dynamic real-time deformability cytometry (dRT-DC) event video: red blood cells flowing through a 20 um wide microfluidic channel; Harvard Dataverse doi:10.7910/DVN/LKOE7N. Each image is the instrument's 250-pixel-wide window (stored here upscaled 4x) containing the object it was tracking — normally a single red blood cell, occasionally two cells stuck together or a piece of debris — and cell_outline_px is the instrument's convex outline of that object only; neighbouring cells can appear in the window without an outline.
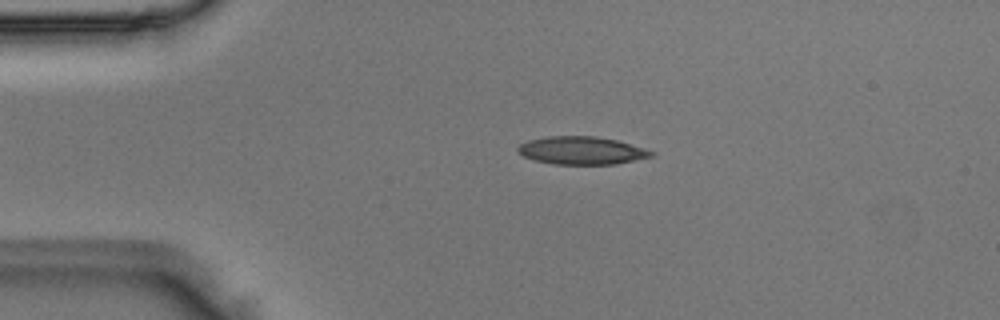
{"species": "Egyptian fruit bat (a non-hibernating species)", "species_latin": "Rousettus aegyptiacus", "temperature_condition": "room temperature", "stored_images_in_passage": 48, "camera_frame_rate_fps": 3000, "um_per_image_px": 0.085, "animal": {"sex": "male"}, "frame": {"image": 1, "passage_image": 9, "time_ms": 2.667, "image_size_px": [1000, 320], "cell_outline_px": [[656, 152], [652, 156], [616, 164], [552, 164], [536, 160], [524, 156], [516, 152], [516, 148], [520, 144], [528, 140], [548, 136], [596, 136], [616, 140], [644, 148]], "centroid_in_image_um": [49.41, 12.79], "position_along_channel_um": 35.6, "area_um2": 21.62}}
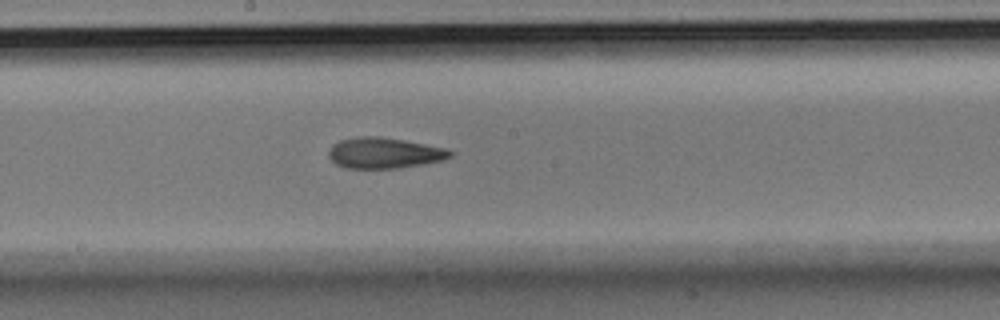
{"frame": {"image": 2, "passage_image": 25, "time_ms": 8.0, "image_size_px": [1000, 320], "cell_outline_px": [[456, 152], [452, 156], [440, 160], [400, 168], [344, 168], [336, 164], [328, 156], [328, 152], [332, 144], [340, 140], [360, 136], [380, 136], [404, 140], [448, 148]], "centroid_in_image_um": [32.66, 12.99], "position_along_channel_um": 215.5, "area_um2": 21.91}}
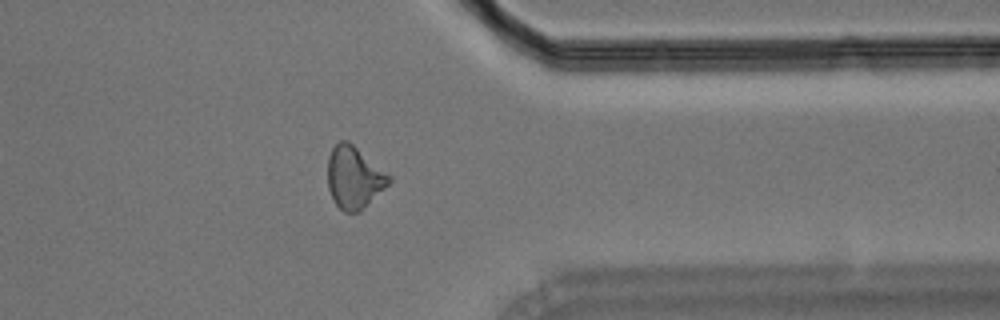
{"frame": {"image": 3, "passage_image": 38, "time_ms": 12.333, "image_size_px": [1000, 320], "cell_outline_px": [[392, 180], [360, 212], [344, 212], [336, 204], [328, 188], [328, 156], [332, 148], [340, 140], [348, 140], [392, 176]], "centroid_in_image_um": [30.1, 15.07], "position_along_channel_um": 381.3, "area_um2": 22.14}}